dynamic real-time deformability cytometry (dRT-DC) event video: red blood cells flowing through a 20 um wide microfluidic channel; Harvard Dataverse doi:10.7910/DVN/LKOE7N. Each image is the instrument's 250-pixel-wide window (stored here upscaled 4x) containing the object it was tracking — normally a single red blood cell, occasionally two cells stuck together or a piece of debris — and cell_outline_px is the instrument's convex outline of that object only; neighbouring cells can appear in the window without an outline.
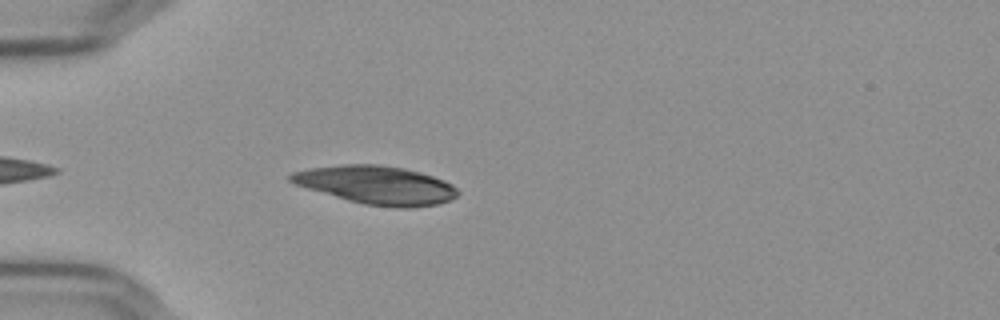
{"species": "Egyptian fruit bat (a non-hibernating species)", "species_latin": "Rousettus aegyptiacus", "temperature_condition": "cold", "stored_images_in_passage": 39, "camera_frame_rate_fps": 3000, "um_per_image_px": 0.085, "frame": {"image": 1, "passage_image": 4, "time_ms": 1.0, "image_size_px": [1000, 320], "cell_outline_px": [[460, 192], [456, 196], [448, 200], [436, 204], [412, 208], [396, 208], [364, 204], [348, 200], [308, 188], [296, 184], [288, 180], [288, 176], [292, 172], [308, 168], [344, 164], [376, 164], [404, 168], [420, 172], [444, 180], [452, 184]], "centroid_in_image_um": [32.0, 15.72], "position_along_channel_um": 53.0, "area_um2": 37.11}}
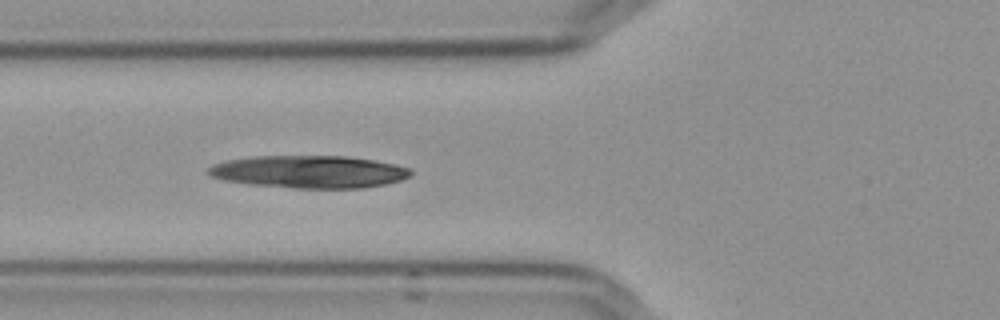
{"frame": {"image": 2, "passage_image": 9, "time_ms": 2.667, "image_size_px": [1000, 320], "cell_outline_px": [[412, 176], [400, 180], [384, 184], [364, 188], [296, 188], [252, 184], [224, 180], [212, 176], [208, 172], [208, 168], [212, 164], [228, 160], [256, 156], [348, 156], [396, 164], [412, 168]], "centroid_in_image_um": [26.33, 14.59], "position_along_channel_um": 99.5, "area_um2": 38.26}}
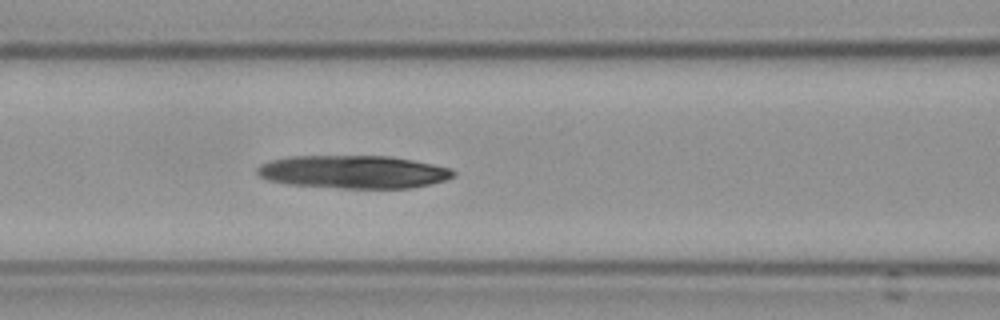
{"frame": {"image": 3, "passage_image": 12, "time_ms": 3.667, "image_size_px": [1000, 320], "cell_outline_px": [[456, 172], [452, 176], [444, 180], [428, 184], [408, 188], [344, 188], [288, 184], [264, 180], [256, 172], [256, 168], [260, 164], [268, 160], [288, 156], [392, 156], [452, 168]], "centroid_in_image_um": [29.97, 14.6], "position_along_channel_um": 136.6, "area_um2": 37.8}}